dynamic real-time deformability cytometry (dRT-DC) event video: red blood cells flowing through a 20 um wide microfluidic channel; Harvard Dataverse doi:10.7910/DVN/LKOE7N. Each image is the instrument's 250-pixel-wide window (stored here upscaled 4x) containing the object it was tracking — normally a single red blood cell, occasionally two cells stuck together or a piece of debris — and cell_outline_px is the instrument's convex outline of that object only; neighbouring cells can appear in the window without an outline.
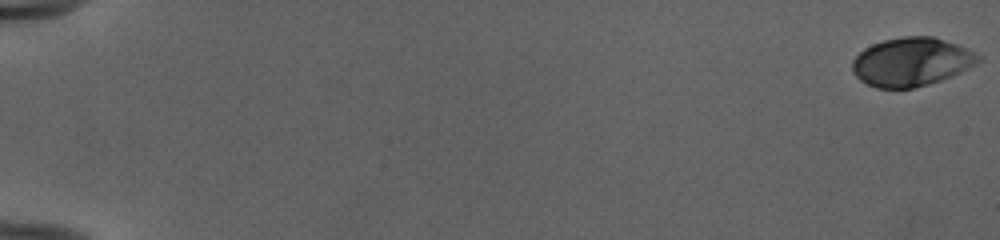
{"species": "human", "species_latin": "Homo sapiens", "temperature_condition": "cold", "stored_images_in_passage": 54, "camera_frame_rate_fps": 3000, "um_per_image_px": 0.085, "donor": {"sex": "female"}, "frame": {"image": 1, "passage_image": 1, "time_ms": 0.0, "image_size_px": [1000, 240], "cell_outline_px": [[984, 56], [976, 64], [940, 80], [928, 84], [912, 88], [876, 88], [860, 80], [852, 72], [852, 60], [864, 48], [872, 44], [884, 40], [904, 36], [932, 36], [956, 44]], "centroid_in_image_um": [77.45, 5.25], "position_along_channel_um": 7.6, "area_um2": 35.43}}
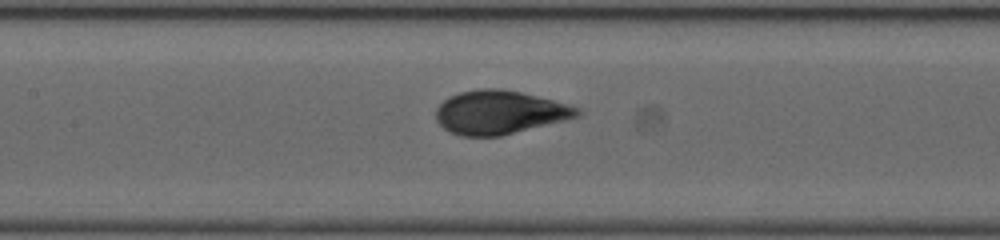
{"frame": {"image": 2, "passage_image": 28, "time_ms": 9.0, "image_size_px": [1000, 240], "cell_outline_px": [[584, 112], [580, 116], [500, 136], [460, 136], [444, 128], [436, 120], [436, 108], [448, 96], [460, 92], [480, 88], [500, 88], [520, 92], [568, 104], [580, 108]], "centroid_in_image_um": [42.46, 9.54], "position_along_channel_um": 164.9, "area_um2": 35.78}}
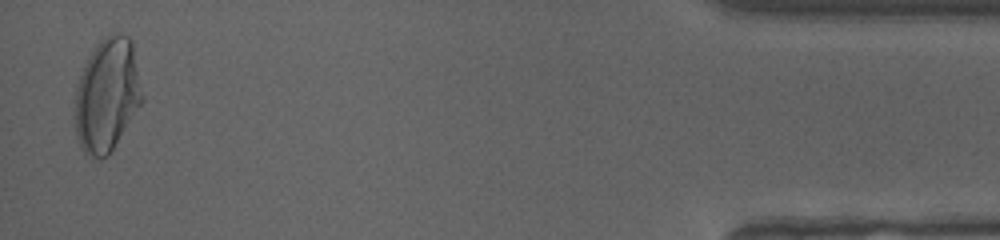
{"frame": {"image": 3, "passage_image": 53, "time_ms": 17.333, "image_size_px": [1000, 240], "cell_outline_px": [[144, 100], [108, 156], [100, 160], [84, 152], [80, 148], [72, 124], [72, 116], [76, 88], [80, 76], [96, 44], [104, 36], [112, 32], [116, 32], [128, 36], [132, 40], [144, 96]], "centroid_in_image_um": [9.09, 8.1], "position_along_channel_um": 426.1, "area_um2": 45.26}, "authors_computed_cell_mechanics": {"area_um2": 35.4892, "velocity_mm_per_s": 3.9886, "shape_relaxation_time_tau1_ms": 3.9219, "shape_relaxation_time_tau2_ms": null, "deformation_change_tau1": 0.1918, "deformation_change_tau2": null}}